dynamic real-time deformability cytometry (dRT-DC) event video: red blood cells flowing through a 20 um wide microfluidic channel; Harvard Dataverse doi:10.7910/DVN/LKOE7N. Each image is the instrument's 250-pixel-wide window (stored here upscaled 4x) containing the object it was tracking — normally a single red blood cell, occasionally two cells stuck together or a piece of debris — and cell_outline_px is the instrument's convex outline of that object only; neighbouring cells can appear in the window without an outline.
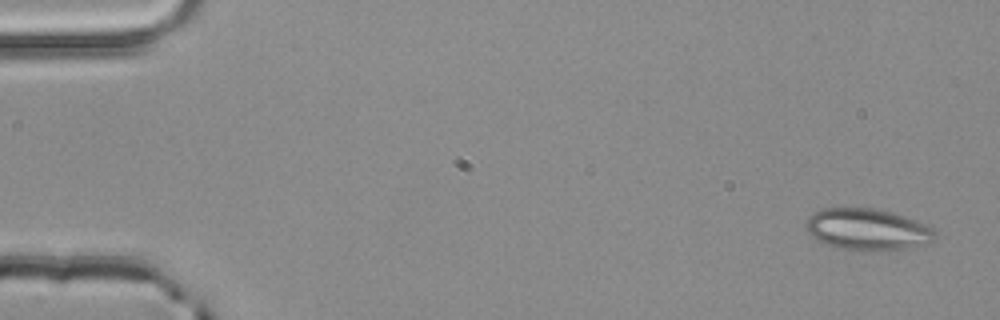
{"species": "common noctule bat (a hibernating species)", "species_latin": "Nyctalus noctula", "temperature_condition": "room temperature", "stored_images_in_passage": 5, "camera_frame_rate_fps": 3000, "um_per_image_px": 0.085, "animal": {"sex": "male", "body_mass_g": 20.4}, "frame": {"image": 1, "passage_image": 1, "time_ms": 0.0, "image_size_px": [1000, 320], "cell_outline_px": [[936, 236], [928, 244], [896, 252], [872, 252], [836, 248], [816, 240], [808, 232], [808, 216], [824, 208], [872, 208], [904, 216], [916, 220], [932, 228], [936, 232]], "centroid_in_image_um": [73.79, 19.55], "position_along_channel_um": 11.2, "area_um2": 31.73}}
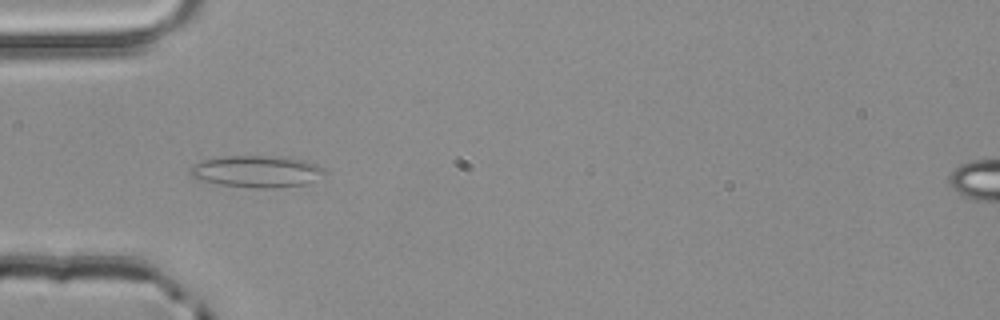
{"frame": {"image": 2, "passage_image": 4, "time_ms": 1.0, "image_size_px": [1000, 320], "cell_outline_px": [[328, 172], [304, 184], [276, 188], [256, 188], [220, 184], [204, 180], [192, 176], [188, 172], [196, 164], [204, 160], [220, 156], [288, 156], [304, 160], [316, 164], [324, 168]], "centroid_in_image_um": [21.87, 14.55], "position_along_channel_um": 63.1, "area_um2": 24.74}}
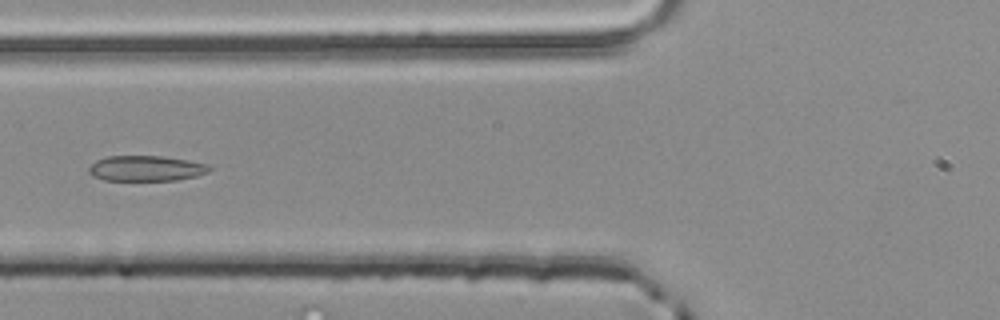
{"frame": {"image": 3, "passage_image": 5, "time_ms": 1.333, "image_size_px": [1000, 320], "cell_outline_px": [[212, 168], [208, 172], [196, 176], [176, 180], [104, 180], [92, 176], [88, 172], [88, 168], [96, 160], [108, 156], [160, 156], [188, 160], [212, 164]], "centroid_in_image_um": [12.44, 14.31], "position_along_channel_um": 113.4, "area_um2": 17.98}}